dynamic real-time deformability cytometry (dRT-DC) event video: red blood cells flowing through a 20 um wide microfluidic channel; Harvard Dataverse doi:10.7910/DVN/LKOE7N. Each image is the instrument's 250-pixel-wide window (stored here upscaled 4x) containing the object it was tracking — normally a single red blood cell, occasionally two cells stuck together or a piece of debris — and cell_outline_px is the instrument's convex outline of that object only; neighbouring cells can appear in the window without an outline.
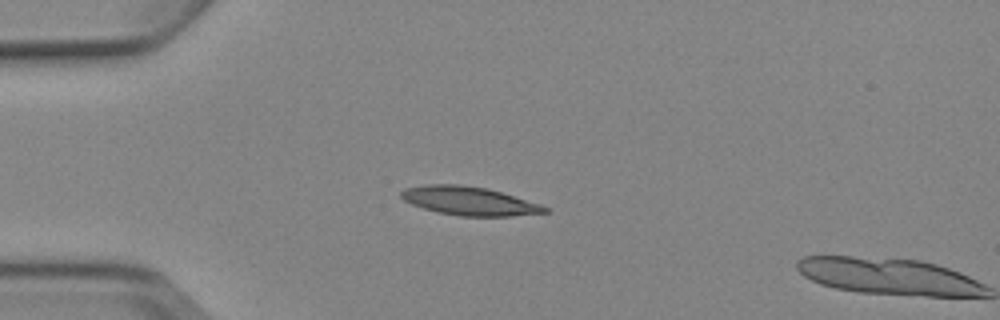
{"species": "Egyptian fruit bat (a non-hibernating species)", "species_latin": "Rousettus aegyptiacus", "temperature_condition": "cold", "stored_images_in_passage": 4, "camera_frame_rate_fps": 3000, "um_per_image_px": 0.085, "animal": {"sex": "female"}, "frame": {"image": 1, "passage_image": 3, "time_ms": 3.0, "image_size_px": [1000, 320], "cell_outline_px": [[548, 212], [512, 216], [460, 216], [440, 212], [424, 208], [412, 204], [404, 200], [400, 196], [400, 192], [404, 188], [424, 184], [460, 184], [484, 188], [500, 192], [540, 204], [548, 208]], "centroid_in_image_um": [39.84, 17.07], "position_along_channel_um": 45.2, "area_um2": 23.7}}